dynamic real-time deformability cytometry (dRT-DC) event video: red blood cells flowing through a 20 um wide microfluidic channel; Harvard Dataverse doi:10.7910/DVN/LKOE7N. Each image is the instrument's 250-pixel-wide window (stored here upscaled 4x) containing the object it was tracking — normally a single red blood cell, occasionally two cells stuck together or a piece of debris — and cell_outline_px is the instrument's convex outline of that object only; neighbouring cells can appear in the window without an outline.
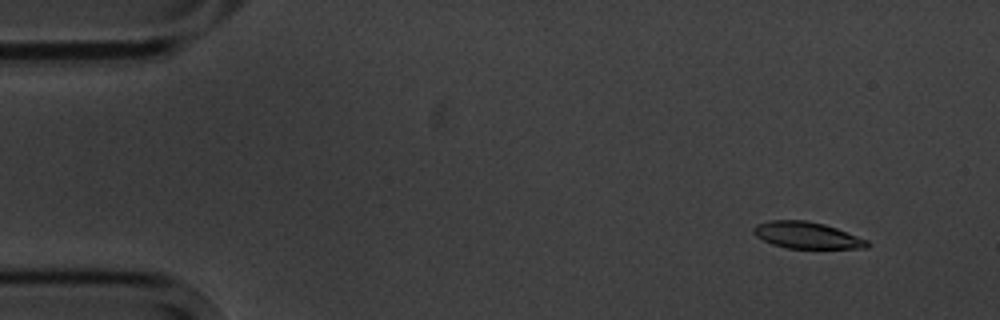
{"species": "common noctule bat (a hibernating species)", "species_latin": "Nyctalus noctula", "temperature_condition": "cold", "stored_images_in_passage": 4, "camera_frame_rate_fps": 3000, "um_per_image_px": 0.085, "animal": {"sex": "male", "body_mass_g": 20.1, "forearm_length_mm": 53.5}, "frame": {"image": 1, "passage_image": 1, "time_ms": 0.0, "image_size_px": [1000, 320], "cell_outline_px": [[868, 248], [788, 248], [772, 244], [756, 236], [752, 232], [752, 228], [756, 224], [772, 220], [804, 220], [824, 224], [836, 228], [868, 240]], "centroid_in_image_um": [68.55, 19.99], "position_along_channel_um": 16.4, "area_um2": 17.46}}
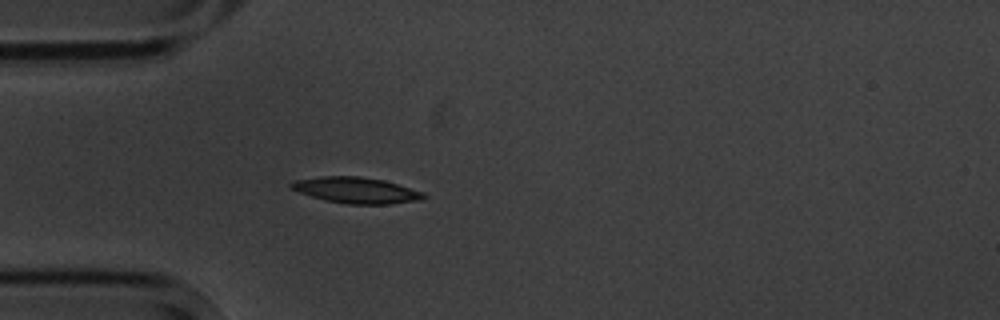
{"frame": {"image": 2, "passage_image": 4, "time_ms": 3.667, "image_size_px": [1000, 320], "cell_outline_px": [[428, 196], [424, 200], [388, 204], [348, 204], [324, 200], [288, 188], [288, 184], [292, 180], [320, 176], [360, 176], [384, 180], [424, 192]], "centroid_in_image_um": [30.27, 16.16], "position_along_channel_um": 54.7, "area_um2": 20.35}}